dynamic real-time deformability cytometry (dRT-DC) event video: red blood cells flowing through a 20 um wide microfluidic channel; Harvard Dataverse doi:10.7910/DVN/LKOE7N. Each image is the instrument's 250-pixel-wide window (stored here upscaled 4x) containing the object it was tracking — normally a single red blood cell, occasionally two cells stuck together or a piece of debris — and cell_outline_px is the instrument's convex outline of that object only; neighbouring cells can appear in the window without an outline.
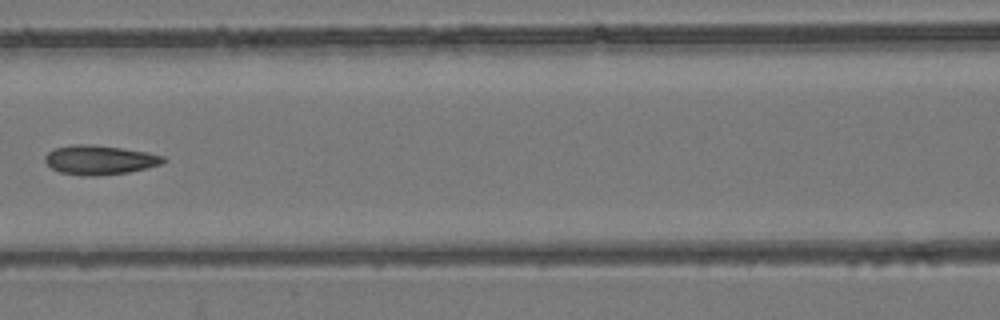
{"species": "common noctule bat (a hibernating species)", "species_latin": "Nyctalus noctula", "temperature_condition": "room temperature", "stored_images_in_passage": 8, "camera_frame_rate_fps": 3000, "um_per_image_px": 0.085, "animal": {"sex": "female", "body_mass_g": 24.6, "forearm_length_mm": 56.2}, "frame": {"image": 1, "passage_image": 7, "time_ms": 7.667, "image_size_px": [1000, 320], "cell_outline_px": [[168, 160], [160, 164], [128, 172], [96, 176], [88, 176], [60, 172], [52, 168], [44, 160], [44, 156], [48, 152], [56, 148], [72, 144], [92, 144], [148, 152], [164, 156]], "centroid_in_image_um": [8.47, 13.58], "position_along_channel_um": 158.1, "area_um2": 20.06}}
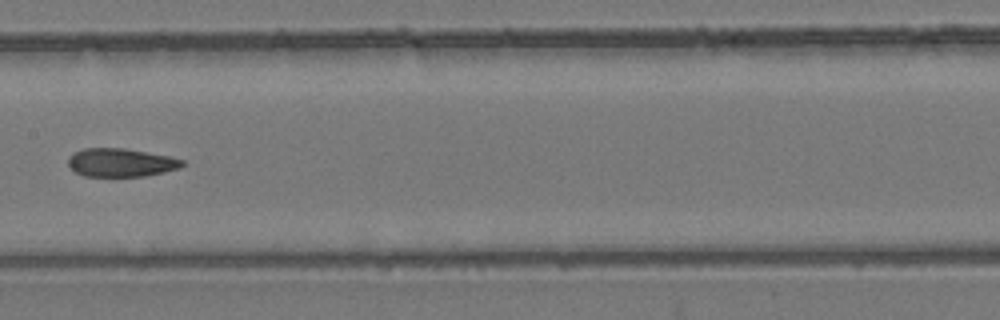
{"frame": {"image": 2, "passage_image": 8, "time_ms": 8.667, "image_size_px": [1000, 320], "cell_outline_px": [[184, 164], [180, 168], [164, 172], [144, 176], [84, 176], [76, 172], [68, 164], [68, 156], [72, 152], [84, 148], [124, 148], [168, 156], [184, 160]], "centroid_in_image_um": [10.25, 13.81], "position_along_channel_um": 197.1, "area_um2": 18.84}}